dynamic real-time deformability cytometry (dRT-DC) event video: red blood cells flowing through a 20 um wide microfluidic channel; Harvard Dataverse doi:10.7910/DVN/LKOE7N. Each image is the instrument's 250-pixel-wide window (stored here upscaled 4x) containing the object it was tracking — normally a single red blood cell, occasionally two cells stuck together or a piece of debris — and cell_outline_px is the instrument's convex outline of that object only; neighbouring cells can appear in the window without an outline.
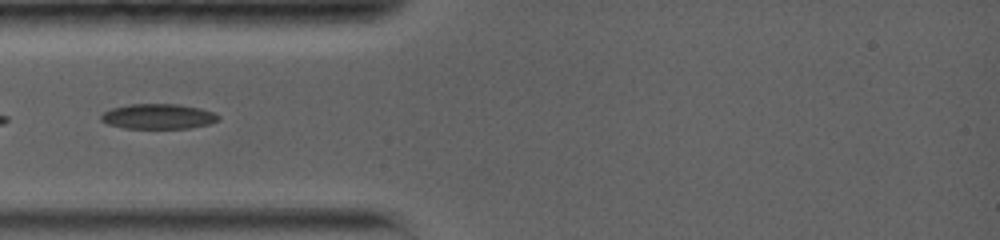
{"species": "common noctule bat (a hibernating species)", "species_latin": "Nyctalus noctula", "temperature_condition": "warm", "stored_images_in_passage": 9, "camera_frame_rate_fps": 5000, "um_per_image_px": 0.085, "animal": {"sex": "female", "body_mass_g": 19.0, "forearm_length_mm": 56.7}, "frame": {"image": 1, "passage_image": 1, "time_ms": 0.0, "image_size_px": [1000, 240], "cell_outline_px": [[220, 120], [208, 124], [188, 128], [124, 128], [108, 124], [100, 120], [100, 116], [104, 112], [112, 108], [128, 104], [176, 104], [200, 108], [212, 112], [220, 116]], "centroid_in_image_um": [13.44, 9.89], "position_along_channel_um": 71.6, "area_um2": 17.11}}
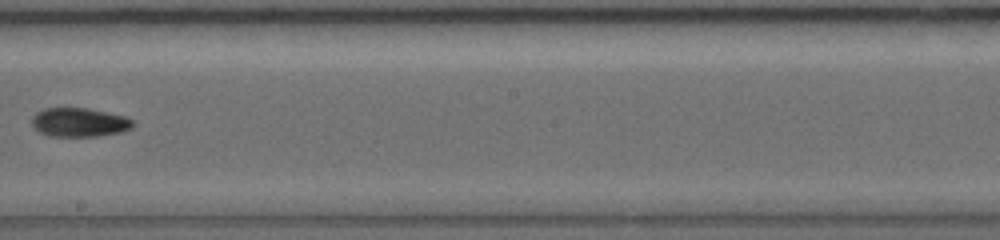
{"frame": {"image": 2, "passage_image": 7, "time_ms": 4.4, "image_size_px": [1000, 240], "cell_outline_px": [[136, 124], [132, 128], [120, 132], [100, 136], [48, 136], [40, 132], [32, 124], [32, 116], [36, 112], [44, 108], [88, 108], [128, 116]], "centroid_in_image_um": [6.78, 10.39], "position_along_channel_um": 241.4, "area_um2": 17.22}}
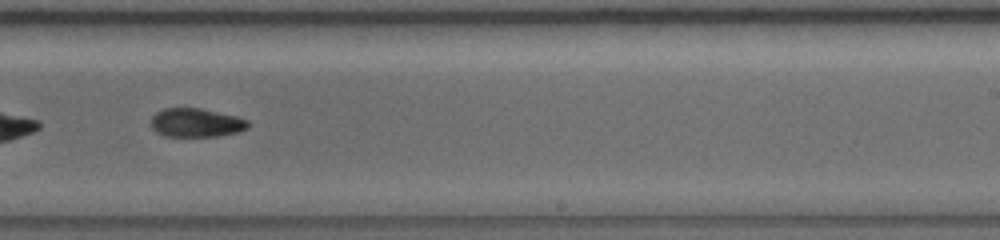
{"frame": {"image": 3, "passage_image": 8, "time_ms": 5.2, "image_size_px": [1000, 240], "cell_outline_px": [[248, 128], [240, 132], [216, 136], [164, 136], [156, 132], [152, 128], [152, 116], [156, 112], [164, 108], [200, 108], [236, 116], [248, 120]], "centroid_in_image_um": [16.67, 10.43], "position_along_channel_um": 272.3, "area_um2": 16.24}}